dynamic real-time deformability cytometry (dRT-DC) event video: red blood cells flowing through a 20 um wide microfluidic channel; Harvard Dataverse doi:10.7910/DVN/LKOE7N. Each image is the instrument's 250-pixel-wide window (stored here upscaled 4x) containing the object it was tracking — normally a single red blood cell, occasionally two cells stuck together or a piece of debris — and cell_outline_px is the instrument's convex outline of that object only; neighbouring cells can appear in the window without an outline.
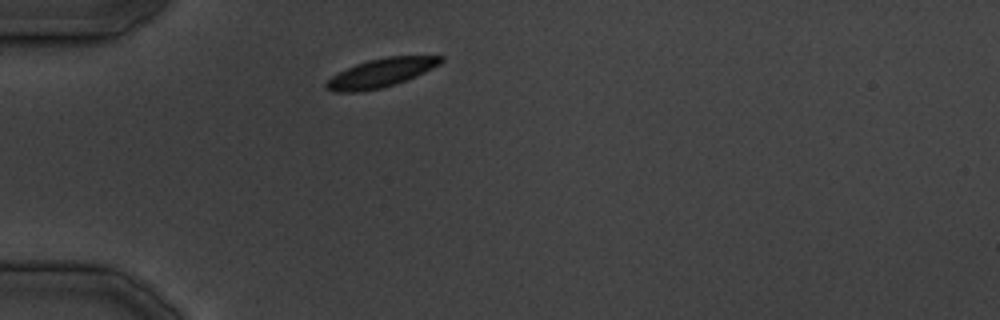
{"species": "common noctule bat (a hibernating species)", "species_latin": "Nyctalus noctula", "temperature_condition": "cold", "stored_images_in_passage": 28, "camera_frame_rate_fps": 3000, "um_per_image_px": 0.085, "animal": {"sex": "male", "body_mass_g": 19.5, "forearm_length_mm": 54.6}, "frame": {"image": 1, "passage_image": 1, "time_ms": 0.0, "image_size_px": [1000, 320], "cell_outline_px": [[444, 60], [440, 64], [416, 76], [380, 88], [356, 92], [332, 92], [324, 88], [324, 84], [332, 76], [356, 64], [388, 56], [444, 56]], "centroid_in_image_um": [32.36, 6.2], "position_along_channel_um": 52.6, "area_um2": 18.73}}
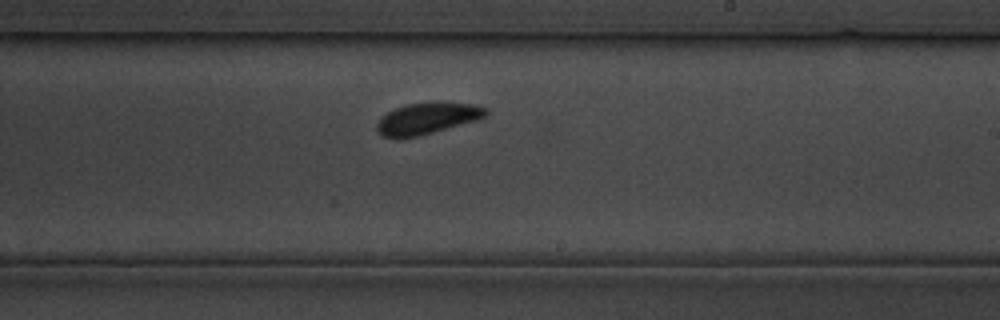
{"frame": {"image": 2, "passage_image": 13, "time_ms": 15.0, "image_size_px": [1000, 320], "cell_outline_px": [[488, 112], [484, 116], [476, 120], [432, 132], [400, 140], [384, 136], [376, 132], [376, 124], [380, 116], [396, 108], [408, 104], [436, 100], [472, 104], [488, 108]], "centroid_in_image_um": [36.26, 10.05], "position_along_channel_um": 252.7, "area_um2": 20.29}}
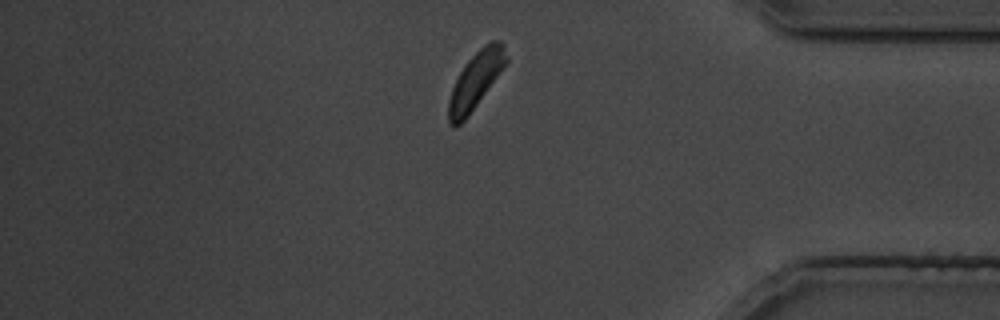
{"frame": {"image": 3, "passage_image": 22, "time_ms": 26.333, "image_size_px": [1000, 320], "cell_outline_px": [[508, 60], [468, 116], [456, 128], [448, 124], [448, 100], [452, 88], [464, 64], [484, 44], [492, 40], [500, 40], [504, 44], [508, 56]], "centroid_in_image_um": [40.41, 6.83], "position_along_channel_um": 394.8, "area_um2": 18.79}}